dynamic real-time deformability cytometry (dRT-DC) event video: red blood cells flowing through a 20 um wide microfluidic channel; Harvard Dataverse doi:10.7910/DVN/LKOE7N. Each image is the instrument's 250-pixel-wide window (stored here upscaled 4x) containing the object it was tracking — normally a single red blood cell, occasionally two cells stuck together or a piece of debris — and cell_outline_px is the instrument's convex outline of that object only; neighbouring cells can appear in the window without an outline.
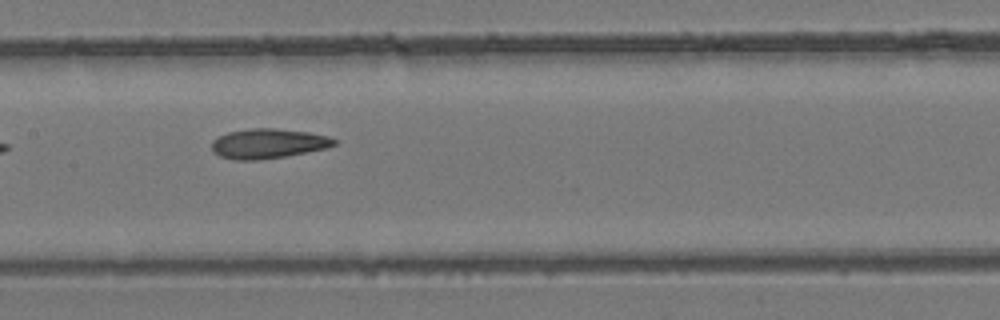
{"species": "common noctule bat (a hibernating species)", "species_latin": "Nyctalus noctula", "temperature_condition": "room temperature", "stored_images_in_passage": 9, "camera_frame_rate_fps": 3000, "um_per_image_px": 0.085, "animal": {"sex": "female", "body_mass_g": 24.6, "forearm_length_mm": 56.2}, "frame": {"image": 1, "passage_image": 7, "time_ms": 7.667, "image_size_px": [1000, 320], "cell_outline_px": [[336, 144], [328, 148], [284, 156], [260, 160], [232, 160], [220, 156], [212, 152], [212, 140], [228, 132], [252, 128], [276, 128], [308, 132], [328, 136], [336, 140]], "centroid_in_image_um": [22.78, 12.2], "position_along_channel_um": 184.6, "area_um2": 21.27}}
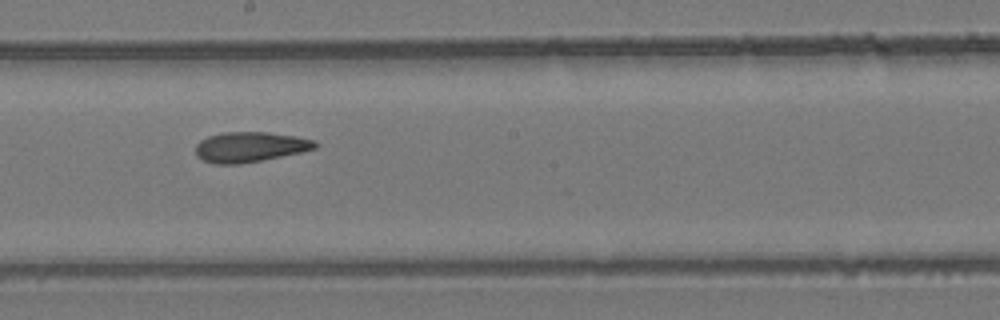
{"frame": {"image": 2, "passage_image": 8, "time_ms": 8.667, "image_size_px": [1000, 320], "cell_outline_px": [[316, 148], [300, 152], [260, 160], [236, 164], [216, 164], [204, 160], [196, 156], [196, 144], [200, 140], [208, 136], [224, 132], [268, 132], [296, 136], [316, 140]], "centroid_in_image_um": [21.23, 12.48], "position_along_channel_um": 227.0, "area_um2": 20.81}}
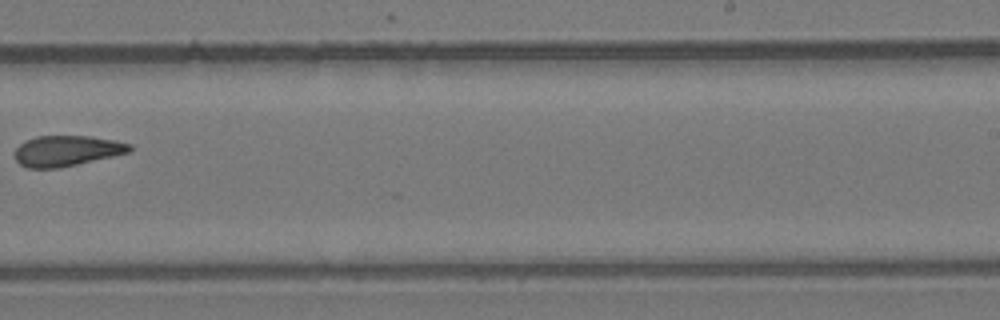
{"frame": {"image": 3, "passage_image": 9, "time_ms": 10.0, "image_size_px": [1000, 320], "cell_outline_px": [[132, 152], [60, 168], [28, 168], [20, 164], [16, 160], [16, 148], [20, 144], [36, 136], [88, 136], [116, 140], [132, 144]], "centroid_in_image_um": [5.73, 12.82], "position_along_channel_um": 283.3, "area_um2": 20.52}}